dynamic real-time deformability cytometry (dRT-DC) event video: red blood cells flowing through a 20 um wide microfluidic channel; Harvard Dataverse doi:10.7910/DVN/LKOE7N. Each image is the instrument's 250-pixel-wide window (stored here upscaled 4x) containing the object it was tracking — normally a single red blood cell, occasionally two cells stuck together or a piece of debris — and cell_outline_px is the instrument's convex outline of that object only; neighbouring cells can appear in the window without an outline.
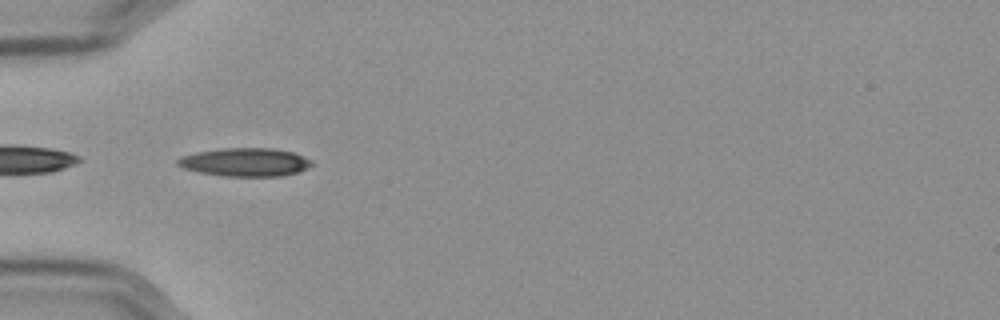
{"species": "Egyptian fruit bat (a non-hibernating species)", "species_latin": "Rousettus aegyptiacus", "temperature_condition": "cold", "stored_images_in_passage": 39, "camera_frame_rate_fps": 3000, "um_per_image_px": 0.085, "frame": {"image": 1, "passage_image": 1, "time_ms": 0.0, "image_size_px": [1000, 320], "cell_outline_px": [[312, 164], [296, 172], [280, 176], [224, 176], [200, 172], [184, 168], [176, 164], [176, 160], [180, 156], [196, 152], [220, 148], [272, 148], [292, 152], [304, 156], [312, 160]], "centroid_in_image_um": [20.79, 13.77], "position_along_channel_um": 64.2, "area_um2": 22.02}}
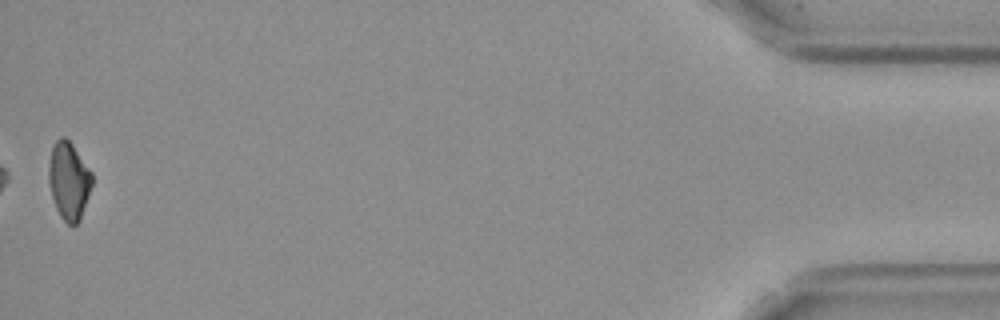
{"frame": {"image": 2, "passage_image": 39, "time_ms": 12.667, "image_size_px": [1000, 320], "cell_outline_px": [[92, 184], [80, 220], [76, 224], [68, 224], [60, 216], [56, 208], [52, 196], [48, 180], [48, 164], [52, 144], [60, 136], [64, 136], [72, 144], [92, 172]], "centroid_in_image_um": [5.83, 15.33], "position_along_channel_um": 429.4, "area_um2": 19.59}}